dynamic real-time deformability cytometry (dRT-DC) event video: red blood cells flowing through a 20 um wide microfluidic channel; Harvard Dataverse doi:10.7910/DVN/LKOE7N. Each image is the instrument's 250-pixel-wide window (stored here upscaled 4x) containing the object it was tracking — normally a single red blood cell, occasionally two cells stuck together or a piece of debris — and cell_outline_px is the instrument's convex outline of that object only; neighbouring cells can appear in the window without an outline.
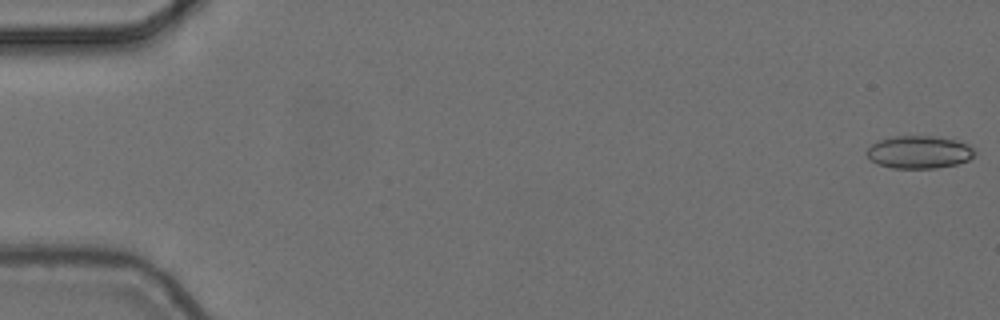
{"species": "common noctule bat (a hibernating species)", "species_latin": "Nyctalus noctula", "temperature_condition": "cold", "stored_images_in_passage": 5, "camera_frame_rate_fps": 3000, "um_per_image_px": 0.085, "animal": {"sex": "female", "body_mass_g": 24.6, "forearm_length_mm": 56.2}, "frame": {"image": 1, "passage_image": 1, "time_ms": 0.0, "image_size_px": [1000, 320], "cell_outline_px": [[976, 152], [968, 160], [956, 164], [936, 168], [892, 168], [876, 164], [864, 152], [872, 144], [880, 140], [892, 136], [936, 136], [956, 140], [968, 144]], "centroid_in_image_um": [78.11, 12.93], "position_along_channel_um": 6.9, "area_um2": 20.58}}
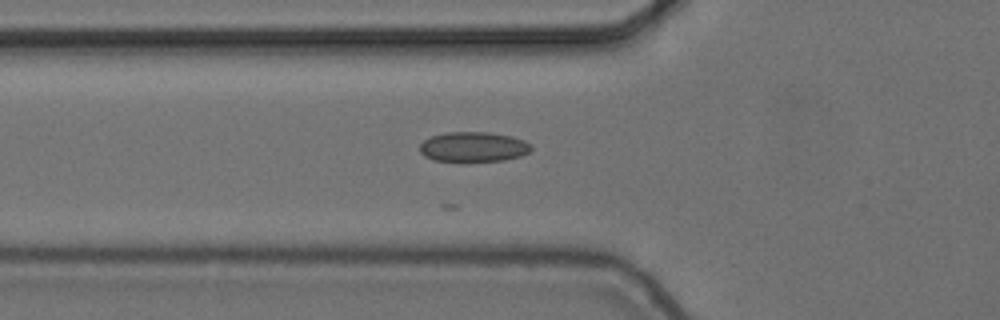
{"frame": {"image": 2, "passage_image": 5, "time_ms": 1.333, "image_size_px": [1000, 320], "cell_outline_px": [[532, 148], [528, 152], [520, 156], [504, 160], [468, 164], [432, 160], [424, 156], [420, 152], [420, 144], [424, 140], [432, 136], [448, 132], [488, 132], [512, 136], [524, 140]], "centroid_in_image_um": [40.2, 12.53], "position_along_channel_um": 85.6, "area_um2": 20.11}}